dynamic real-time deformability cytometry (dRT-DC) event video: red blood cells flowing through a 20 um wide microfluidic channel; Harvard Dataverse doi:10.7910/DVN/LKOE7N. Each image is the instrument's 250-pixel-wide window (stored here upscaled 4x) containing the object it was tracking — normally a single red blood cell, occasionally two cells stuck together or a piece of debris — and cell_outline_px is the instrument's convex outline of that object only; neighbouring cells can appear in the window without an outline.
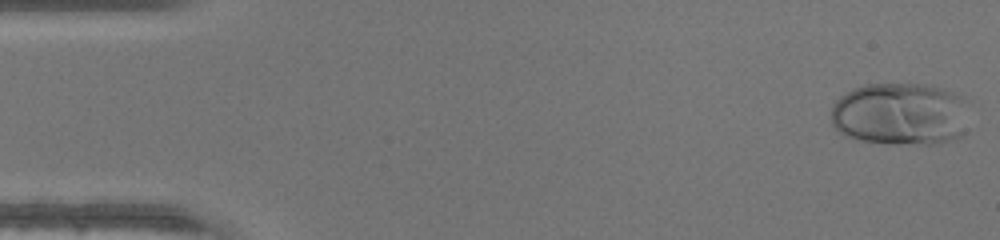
{"species": "human", "species_latin": "Homo sapiens", "temperature_condition": "warm", "stored_images_in_passage": 8, "camera_frame_rate_fps": 3000, "um_per_image_px": 0.085, "donor": {"sex": "male"}, "frame": {"image": 1, "passage_image": 1, "time_ms": 0.0, "image_size_px": [1000, 240], "cell_outline_px": [[964, 132], [960, 136], [948, 140], [932, 144], [896, 144], [860, 140], [848, 136], [840, 132], [832, 124], [832, 108], [836, 100], [840, 96], [864, 84], [924, 84], [940, 88], [964, 96]], "centroid_in_image_um": [76.49, 9.69], "position_along_channel_um": 8.5, "area_um2": 50.0}}